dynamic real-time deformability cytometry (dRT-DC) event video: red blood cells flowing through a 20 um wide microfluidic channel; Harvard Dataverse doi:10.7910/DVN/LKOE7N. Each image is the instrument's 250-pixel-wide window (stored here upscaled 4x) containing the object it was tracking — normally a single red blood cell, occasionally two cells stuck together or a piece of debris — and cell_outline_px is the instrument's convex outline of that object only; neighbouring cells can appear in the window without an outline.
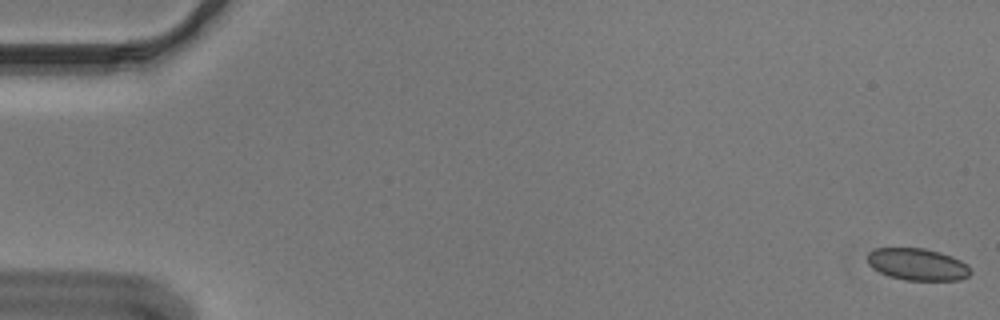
{"species": "Egyptian fruit bat (a non-hibernating species)", "species_latin": "Rousettus aegyptiacus", "temperature_condition": "cold", "stored_images_in_passage": 18, "camera_frame_rate_fps": 3000, "um_per_image_px": 0.085, "animal": {"sex": "male"}, "frame": {"image": 1, "passage_image": 1, "time_ms": 0.0, "image_size_px": [1000, 320], "cell_outline_px": [[972, 272], [968, 276], [960, 280], [904, 280], [888, 276], [872, 268], [868, 264], [868, 252], [876, 248], [924, 248], [940, 252], [952, 256], [968, 264]], "centroid_in_image_um": [78.0, 22.47], "position_along_channel_um": 7.0, "area_um2": 19.36}}
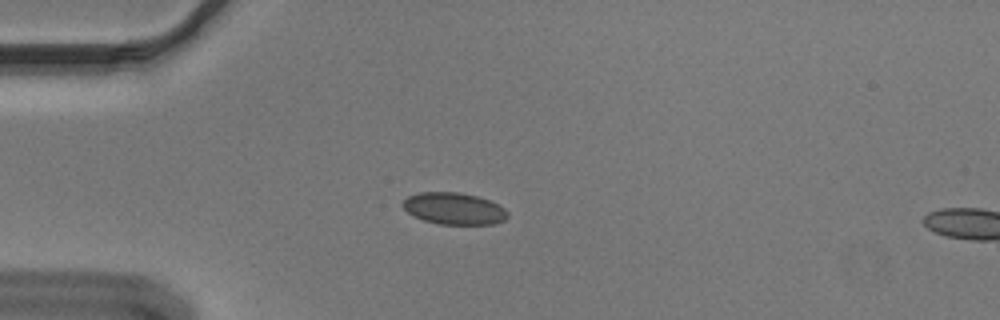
{"frame": {"image": 2, "passage_image": 15, "time_ms": 4.667, "image_size_px": [1000, 320], "cell_outline_px": [[508, 216], [504, 220], [492, 224], [440, 224], [424, 220], [408, 212], [404, 208], [404, 200], [408, 196], [420, 192], [456, 192], [476, 196], [488, 200], [504, 208], [508, 212]], "centroid_in_image_um": [38.6, 17.73], "position_along_channel_um": 46.4, "area_um2": 19.07}}